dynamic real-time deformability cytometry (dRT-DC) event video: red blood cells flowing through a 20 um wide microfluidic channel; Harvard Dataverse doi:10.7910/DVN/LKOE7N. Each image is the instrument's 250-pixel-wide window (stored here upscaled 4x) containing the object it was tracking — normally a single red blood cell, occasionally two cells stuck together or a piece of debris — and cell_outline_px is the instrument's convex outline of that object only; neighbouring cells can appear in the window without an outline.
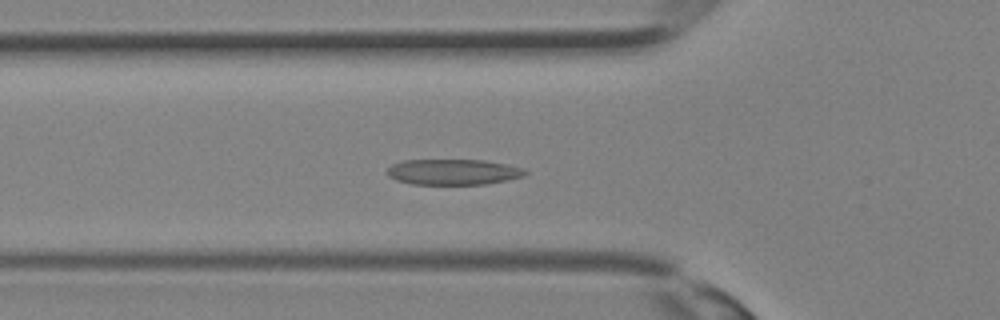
{"species": "Egyptian fruit bat (a non-hibernating species)", "species_latin": "Rousettus aegyptiacus", "temperature_condition": "room temperature", "stored_images_in_passage": 24, "camera_frame_rate_fps": 3000, "um_per_image_px": 0.085, "animal": {"sex": "female"}, "frame": {"image": 1, "passage_image": 2, "time_ms": 0.333, "image_size_px": [1000, 320], "cell_outline_px": [[528, 172], [524, 176], [508, 180], [484, 184], [412, 184], [396, 180], [388, 176], [388, 168], [392, 164], [404, 160], [484, 160], [508, 164], [524, 168]], "centroid_in_image_um": [38.55, 14.61], "position_along_channel_um": 87.2, "area_um2": 20.69}}
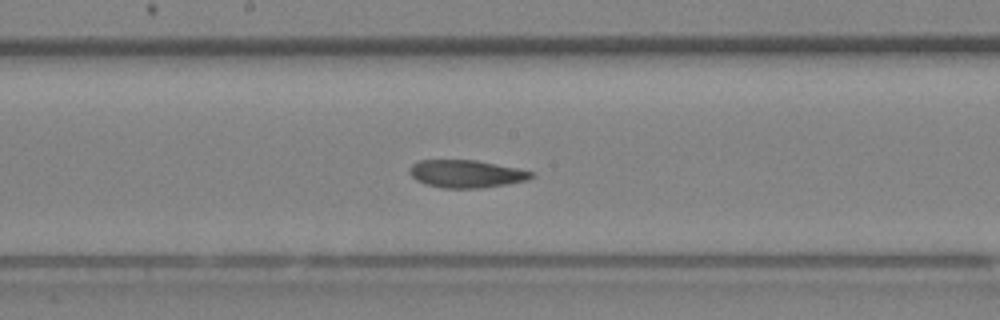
{"frame": {"image": 2, "passage_image": 8, "time_ms": 2.333, "image_size_px": [1000, 320], "cell_outline_px": [[536, 176], [528, 180], [480, 188], [444, 188], [424, 184], [416, 180], [412, 176], [408, 168], [412, 164], [420, 160], [476, 160], [536, 172]], "centroid_in_image_um": [39.64, 14.77], "position_along_channel_um": 208.6, "area_um2": 19.65}}
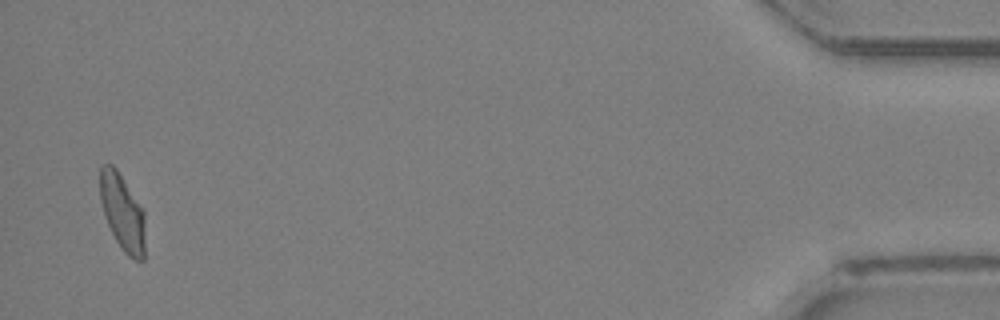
{"frame": {"image": 3, "passage_image": 23, "time_ms": 7.333, "image_size_px": [1000, 320], "cell_outline_px": [[144, 260], [136, 260], [128, 256], [124, 252], [116, 240], [104, 216], [100, 200], [100, 168], [104, 164], [112, 164], [116, 168], [144, 208]], "centroid_in_image_um": [10.41, 18.03], "position_along_channel_um": 424.8, "area_um2": 20.17}}